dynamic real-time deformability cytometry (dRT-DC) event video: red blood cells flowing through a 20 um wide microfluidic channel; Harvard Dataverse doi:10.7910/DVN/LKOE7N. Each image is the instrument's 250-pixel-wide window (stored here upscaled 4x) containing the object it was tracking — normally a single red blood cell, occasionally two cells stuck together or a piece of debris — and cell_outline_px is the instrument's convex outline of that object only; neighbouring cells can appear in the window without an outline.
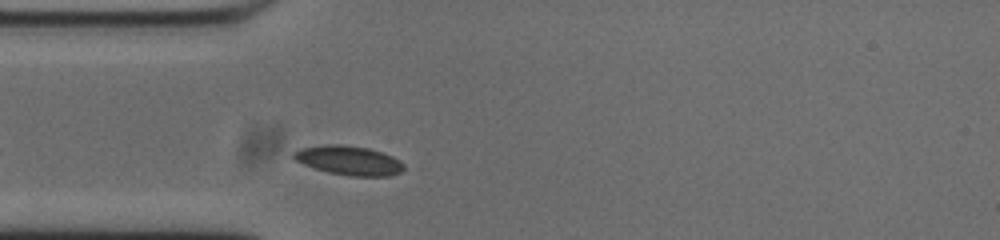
{"species": "common noctule bat (a hibernating species)", "species_latin": "Nyctalus noctula", "temperature_condition": "cold", "stored_images_in_passage": 31, "camera_frame_rate_fps": 3000, "um_per_image_px": 0.085, "animal": {"sex": "male", "body_mass_g": 20.0, "forearm_length_mm": 53.3}, "frame": {"image": 1, "passage_image": 4, "time_ms": 1.0, "image_size_px": [1000, 240], "cell_outline_px": [[404, 168], [400, 172], [388, 176], [348, 176], [328, 172], [304, 164], [296, 160], [292, 156], [292, 152], [300, 148], [328, 144], [340, 144], [368, 148], [392, 156], [400, 160], [404, 164]], "centroid_in_image_um": [29.65, 13.63], "position_along_channel_um": 55.3, "area_um2": 18.67}}
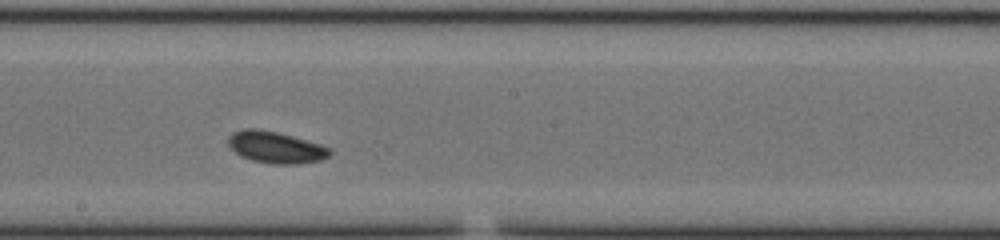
{"frame": {"image": 2, "passage_image": 18, "time_ms": 5.667, "image_size_px": [1000, 240], "cell_outline_px": [[332, 152], [328, 156], [320, 160], [296, 164], [272, 164], [252, 160], [240, 156], [228, 144], [228, 136], [232, 132], [244, 128], [256, 128], [276, 132], [292, 136], [320, 144], [332, 148]], "centroid_in_image_um": [23.42, 12.51], "position_along_channel_um": 224.8, "area_um2": 18.73}}
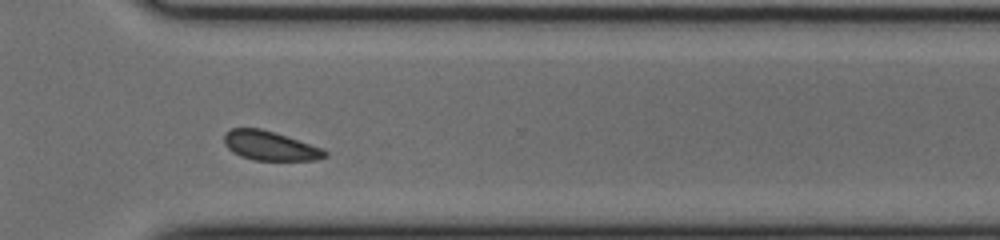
{"frame": {"image": 3, "passage_image": 28, "time_ms": 9.0, "image_size_px": [1000, 240], "cell_outline_px": [[328, 156], [316, 160], [252, 160], [240, 156], [232, 152], [224, 144], [224, 132], [232, 128], [260, 128], [324, 148], [328, 152]], "centroid_in_image_um": [22.95, 12.4], "position_along_channel_um": 347.7, "area_um2": 17.28}}